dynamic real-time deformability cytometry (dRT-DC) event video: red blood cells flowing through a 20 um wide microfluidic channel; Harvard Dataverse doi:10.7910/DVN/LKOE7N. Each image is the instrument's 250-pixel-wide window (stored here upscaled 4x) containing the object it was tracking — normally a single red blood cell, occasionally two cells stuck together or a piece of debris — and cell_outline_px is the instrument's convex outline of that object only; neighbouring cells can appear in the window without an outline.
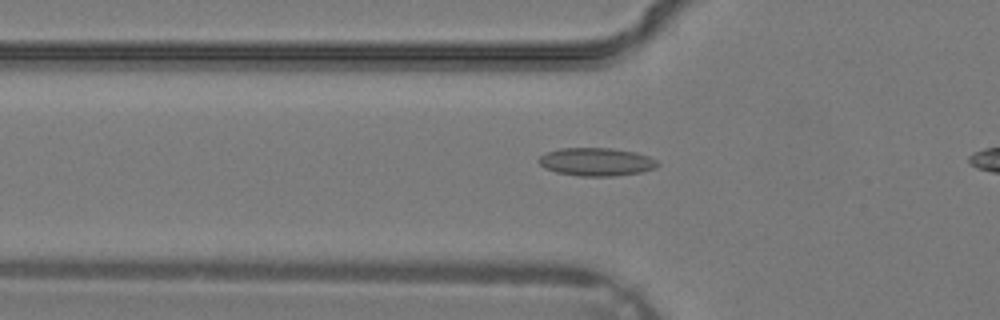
{"species": "common noctule bat (a hibernating species)", "species_latin": "Nyctalus noctula", "temperature_condition": "warm", "stored_images_in_passage": 22, "camera_frame_rate_fps": 3000, "um_per_image_px": 0.085, "animal": {"sex": "male", "body_mass_g": 19.2, "forearm_length_mm": 51.8}, "frame": {"image": 1, "passage_image": 2, "time_ms": 0.333, "image_size_px": [1000, 320], "cell_outline_px": [[660, 164], [656, 168], [640, 172], [612, 176], [580, 176], [556, 172], [544, 168], [536, 160], [540, 156], [548, 152], [560, 148], [612, 148], [636, 152], [648, 156], [656, 160]], "centroid_in_image_um": [50.68, 13.75], "position_along_channel_um": 75.1, "area_um2": 19.48}}
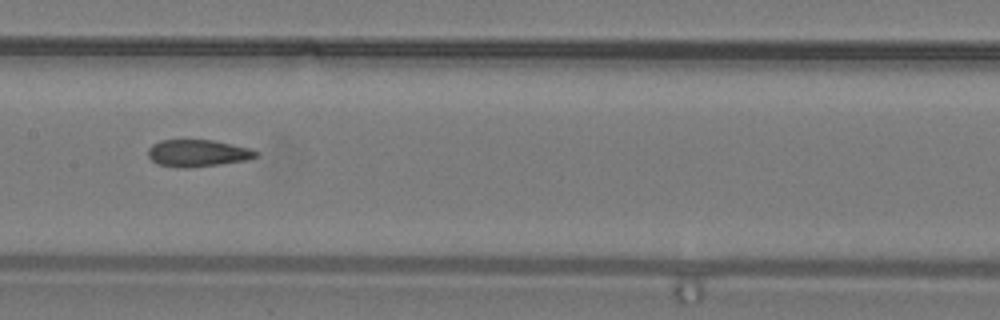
{"frame": {"image": 2, "passage_image": 8, "time_ms": 2.333, "image_size_px": [1000, 320], "cell_outline_px": [[260, 156], [248, 160], [220, 164], [184, 168], [156, 164], [148, 156], [148, 148], [152, 144], [160, 140], [212, 140], [252, 148], [260, 152]], "centroid_in_image_um": [16.85, 13.01], "position_along_channel_um": 190.6, "area_um2": 17.17}}
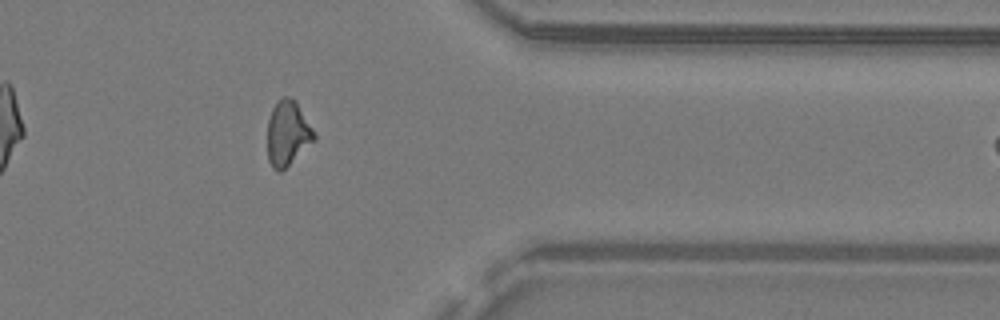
{"frame": {"image": 3, "passage_image": 19, "time_ms": 6.0, "image_size_px": [1000, 320], "cell_outline_px": [[316, 140], [280, 172], [276, 172], [272, 168], [268, 160], [268, 120], [272, 108], [284, 96], [288, 96], [296, 100], [312, 128], [316, 136]], "centroid_in_image_um": [24.45, 11.34], "position_along_channel_um": 386.9, "area_um2": 17.63}}